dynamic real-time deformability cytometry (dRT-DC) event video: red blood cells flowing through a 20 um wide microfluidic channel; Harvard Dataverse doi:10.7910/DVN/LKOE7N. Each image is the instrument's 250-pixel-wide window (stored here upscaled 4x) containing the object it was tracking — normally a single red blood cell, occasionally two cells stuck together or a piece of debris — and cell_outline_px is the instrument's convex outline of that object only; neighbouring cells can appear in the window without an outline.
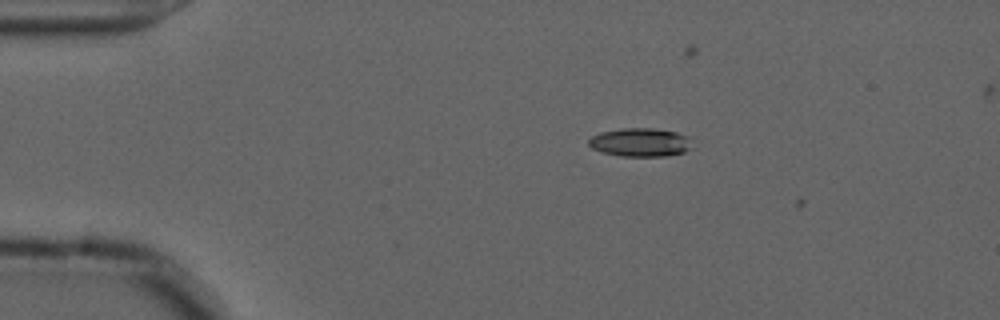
{"species": "common noctule bat (a hibernating species)", "species_latin": "Nyctalus noctula", "temperature_condition": "cold", "stored_images_in_passage": 5, "camera_frame_rate_fps": 3000, "um_per_image_px": 0.085, "animal": {"sex": "male", "forearm_length_mm": 52.5}, "frame": {"image": 1, "passage_image": 4, "time_ms": 1.0, "image_size_px": [1000, 320], "cell_outline_px": [[692, 148], [684, 152], [664, 156], [620, 156], [600, 152], [592, 148], [588, 144], [588, 140], [592, 136], [600, 132], [620, 128], [652, 128], [676, 132], [688, 136]], "centroid_in_image_um": [54.4, 12.1], "position_along_channel_um": 30.6, "area_um2": 17.28}}